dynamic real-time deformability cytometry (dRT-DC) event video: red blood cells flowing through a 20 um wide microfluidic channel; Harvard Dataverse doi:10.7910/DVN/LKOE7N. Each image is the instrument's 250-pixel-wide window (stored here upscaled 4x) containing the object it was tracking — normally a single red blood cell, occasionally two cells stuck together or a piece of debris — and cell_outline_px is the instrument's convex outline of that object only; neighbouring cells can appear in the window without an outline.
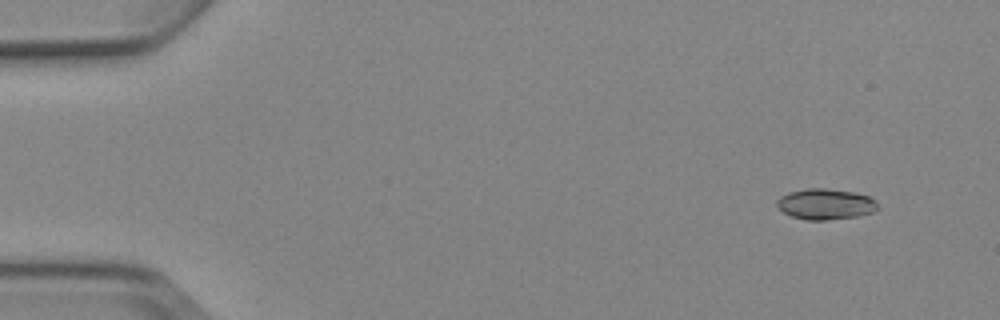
{"species": "Egyptian fruit bat (a non-hibernating species)", "species_latin": "Rousettus aegyptiacus", "temperature_condition": "cold", "stored_images_in_passage": 5, "camera_frame_rate_fps": 3000, "um_per_image_px": 0.085, "animal": {"sex": "female"}, "frame": {"image": 1, "passage_image": 2, "time_ms": 1.333, "image_size_px": [1000, 320], "cell_outline_px": [[876, 212], [856, 216], [824, 220], [808, 220], [792, 216], [784, 212], [776, 204], [776, 200], [780, 196], [788, 192], [808, 188], [824, 188], [852, 192], [868, 196], [876, 200]], "centroid_in_image_um": [70.15, 17.34], "position_along_channel_um": 14.8, "area_um2": 17.92}}
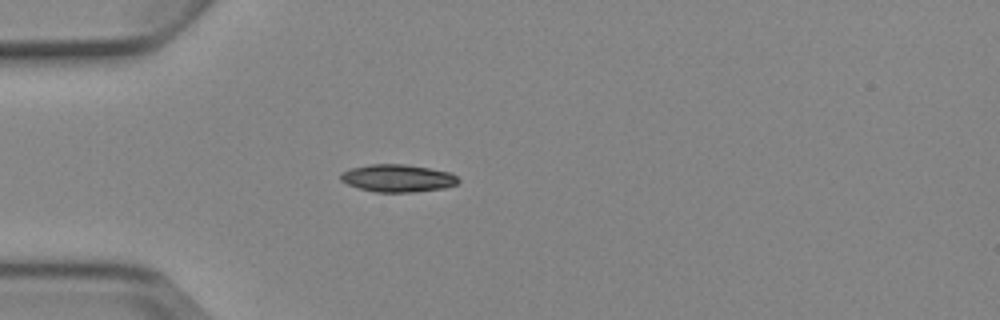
{"frame": {"image": 2, "passage_image": 5, "time_ms": 5.0, "image_size_px": [1000, 320], "cell_outline_px": [[460, 180], [456, 184], [444, 188], [412, 192], [376, 192], [360, 188], [348, 184], [340, 180], [340, 172], [348, 168], [372, 164], [404, 164], [428, 168], [448, 172], [456, 176]], "centroid_in_image_um": [33.76, 15.14], "position_along_channel_um": 51.2, "area_um2": 18.79}}